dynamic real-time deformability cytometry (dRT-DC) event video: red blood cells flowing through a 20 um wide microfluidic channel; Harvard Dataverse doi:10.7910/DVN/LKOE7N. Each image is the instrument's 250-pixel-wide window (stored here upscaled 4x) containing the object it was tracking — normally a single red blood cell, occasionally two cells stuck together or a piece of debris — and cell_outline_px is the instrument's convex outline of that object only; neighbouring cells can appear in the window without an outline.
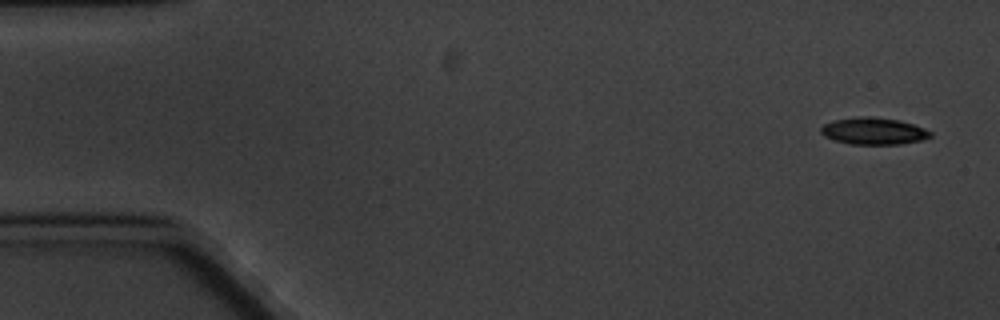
{"species": "common noctule bat (a hibernating species)", "species_latin": "Nyctalus noctula", "temperature_condition": "cold", "stored_images_in_passage": 6, "camera_frame_rate_fps": 3000, "um_per_image_px": 0.085, "animal": {"sex": "male", "body_mass_g": 20.1, "forearm_length_mm": 53.5}, "frame": {"image": 1, "passage_image": 1, "time_ms": 0.0, "image_size_px": [1000, 320], "cell_outline_px": [[932, 136], [920, 140], [900, 144], [852, 144], [836, 140], [824, 136], [820, 132], [820, 128], [824, 124], [836, 120], [860, 116], [872, 116], [900, 120], [924, 128], [932, 132]], "centroid_in_image_um": [74.27, 11.13], "position_along_channel_um": 10.7, "area_um2": 17.05}}